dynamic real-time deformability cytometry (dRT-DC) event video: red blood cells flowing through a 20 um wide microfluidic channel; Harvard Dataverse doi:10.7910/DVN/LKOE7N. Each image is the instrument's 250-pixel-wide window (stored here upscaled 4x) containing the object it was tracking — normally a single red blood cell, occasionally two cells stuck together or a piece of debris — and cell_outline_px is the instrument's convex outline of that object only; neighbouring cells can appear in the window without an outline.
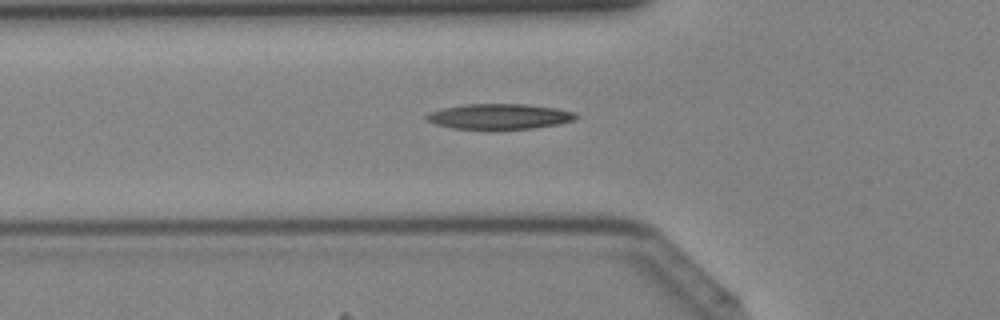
{"species": "Egyptian fruit bat (a non-hibernating species)", "species_latin": "Rousettus aegyptiacus", "temperature_condition": "cold", "stored_images_in_passage": 29, "camera_frame_rate_fps": 3000, "um_per_image_px": 0.085, "animal": {"sex": "female"}, "frame": {"image": 1, "passage_image": 2, "time_ms": 0.333, "image_size_px": [1000, 320], "cell_outline_px": [[580, 116], [576, 120], [556, 124], [532, 128], [452, 128], [436, 124], [428, 120], [424, 116], [428, 112], [444, 108], [464, 104], [524, 104], [556, 108], [576, 112]], "centroid_in_image_um": [42.48, 9.88], "position_along_channel_um": 83.3, "area_um2": 21.79}}
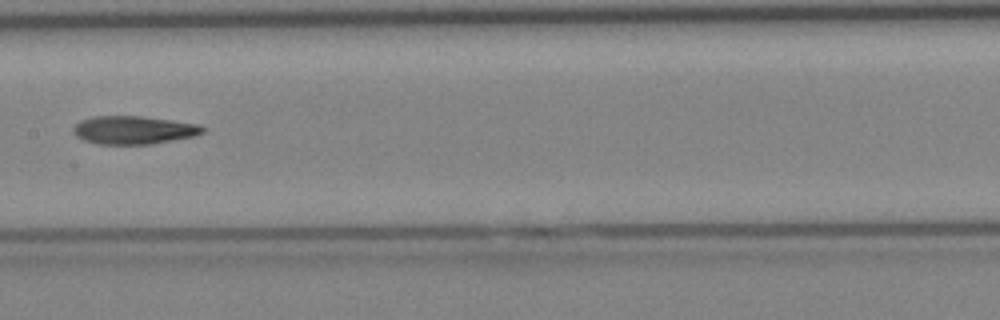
{"frame": {"image": 2, "passage_image": 9, "time_ms": 2.667, "image_size_px": [1000, 320], "cell_outline_px": [[204, 132], [196, 136], [152, 144], [96, 144], [84, 140], [76, 136], [72, 132], [72, 128], [80, 120], [92, 116], [140, 116], [172, 120], [200, 124], [204, 128]], "centroid_in_image_um": [11.35, 11.05], "position_along_channel_um": 196.0, "area_um2": 21.44}}
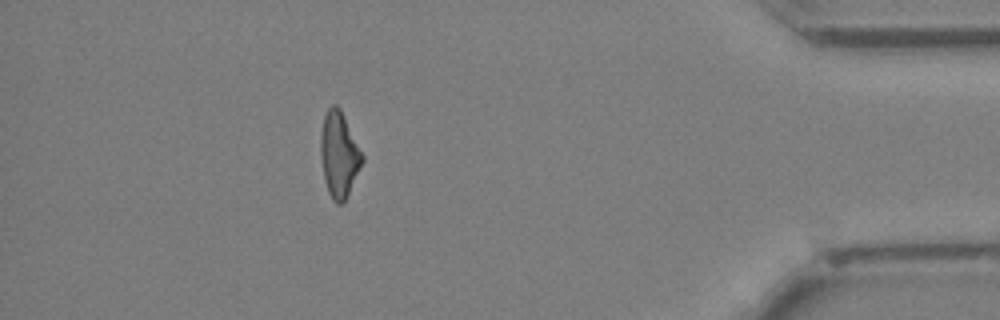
{"frame": {"image": 3, "passage_image": 25, "time_ms": 8.0, "image_size_px": [1000, 320], "cell_outline_px": [[364, 160], [344, 200], [340, 204], [336, 204], [332, 200], [328, 192], [324, 180], [320, 156], [320, 136], [324, 116], [328, 108], [332, 104], [336, 104], [340, 108], [364, 156]], "centroid_in_image_um": [28.8, 13.12], "position_along_channel_um": 406.4, "area_um2": 20.58}}